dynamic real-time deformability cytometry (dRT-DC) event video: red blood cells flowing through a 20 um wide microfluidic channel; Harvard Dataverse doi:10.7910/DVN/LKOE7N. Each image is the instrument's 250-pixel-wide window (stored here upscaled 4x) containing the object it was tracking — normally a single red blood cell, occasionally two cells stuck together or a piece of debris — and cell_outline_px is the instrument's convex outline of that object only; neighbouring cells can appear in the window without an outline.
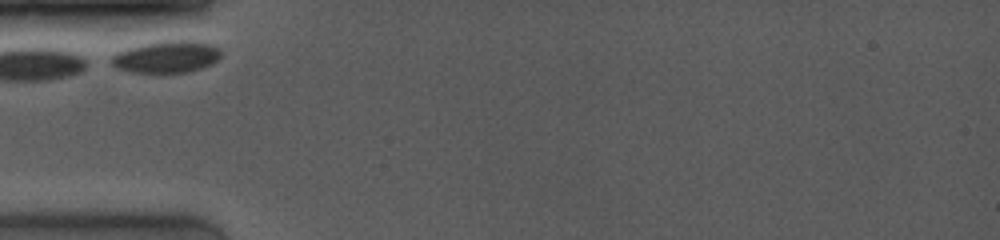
{"species": "common noctule bat (a hibernating species)", "species_latin": "Nyctalus noctula", "temperature_condition": "room temperature", "stored_images_in_passage": 12, "camera_frame_rate_fps": 4000, "um_per_image_px": 0.085, "animal": {"sex": "female", "body_mass_g": 19.0, "forearm_length_mm": 53.3}, "frame": {"image": 1, "passage_image": 1, "time_ms": 0.0, "image_size_px": [1000, 240], "cell_outline_px": [[220, 56], [212, 64], [188, 72], [132, 72], [116, 68], [112, 64], [112, 56], [116, 52], [128, 48], [144, 44], [168, 40], [188, 40], [212, 44], [220, 48]], "centroid_in_image_um": [14.17, 4.82], "position_along_channel_um": 70.8, "area_um2": 20.17}}